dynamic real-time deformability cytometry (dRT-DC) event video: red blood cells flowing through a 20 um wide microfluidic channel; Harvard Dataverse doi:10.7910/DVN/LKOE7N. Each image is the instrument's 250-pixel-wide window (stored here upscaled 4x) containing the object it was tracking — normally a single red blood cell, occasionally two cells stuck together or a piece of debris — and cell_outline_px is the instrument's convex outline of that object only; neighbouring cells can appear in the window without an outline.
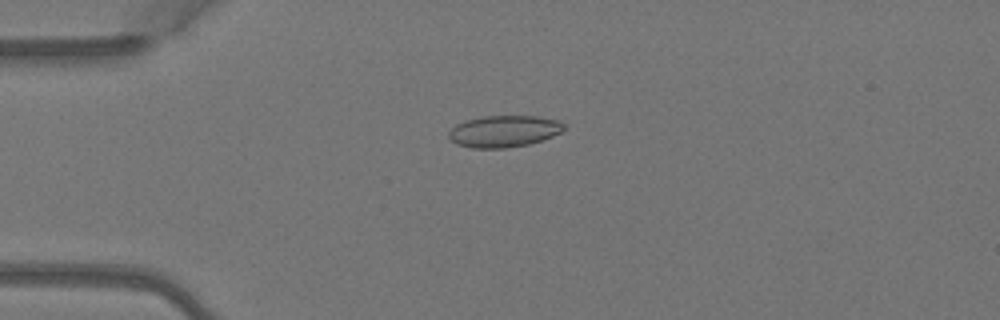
{"species": "Egyptian fruit bat (a non-hibernating species)", "species_latin": "Rousettus aegyptiacus", "temperature_condition": "warm", "stored_images_in_passage": 7, "camera_frame_rate_fps": 3000, "um_per_image_px": 0.085, "animal": {"sex": "female"}, "frame": {"image": 1, "passage_image": 4, "time_ms": 1.0, "image_size_px": [1000, 320], "cell_outline_px": [[564, 128], [560, 132], [552, 136], [528, 144], [504, 148], [472, 148], [456, 144], [448, 136], [448, 132], [456, 124], [468, 120], [484, 116], [536, 116], [560, 120], [564, 124]], "centroid_in_image_um": [42.82, 11.15], "position_along_channel_um": 42.2, "area_um2": 21.1}}
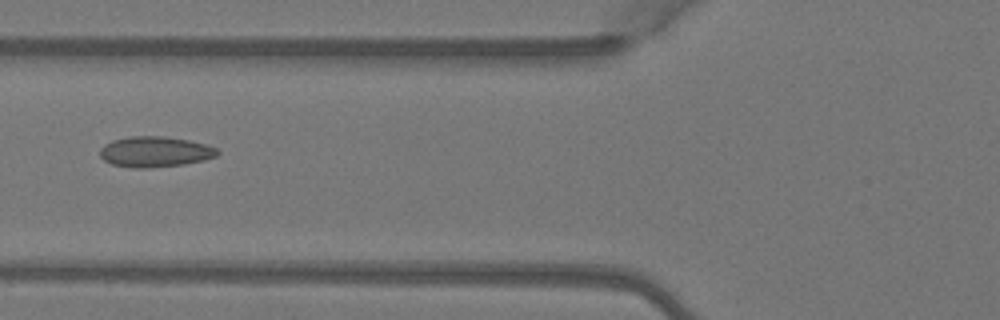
{"frame": {"image": 2, "passage_image": 6, "time_ms": 1.667, "image_size_px": [1000, 320], "cell_outline_px": [[220, 152], [216, 156], [204, 160], [184, 164], [148, 168], [132, 168], [112, 164], [104, 160], [100, 156], [100, 148], [104, 144], [112, 140], [128, 136], [160, 136], [188, 140], [208, 144], [216, 148]], "centroid_in_image_um": [13.17, 12.9], "position_along_channel_um": 112.6, "area_um2": 21.04}}
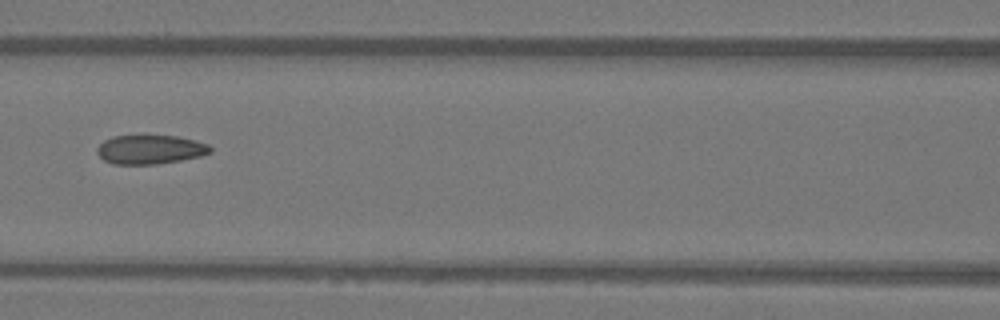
{"frame": {"image": 3, "passage_image": 7, "time_ms": 2.0, "image_size_px": [1000, 320], "cell_outline_px": [[212, 152], [200, 156], [180, 160], [156, 164], [112, 164], [104, 160], [96, 152], [96, 148], [104, 140], [112, 136], [176, 136], [196, 140], [208, 144], [212, 148]], "centroid_in_image_um": [12.76, 12.71], "position_along_channel_um": 153.8, "area_um2": 19.13}}